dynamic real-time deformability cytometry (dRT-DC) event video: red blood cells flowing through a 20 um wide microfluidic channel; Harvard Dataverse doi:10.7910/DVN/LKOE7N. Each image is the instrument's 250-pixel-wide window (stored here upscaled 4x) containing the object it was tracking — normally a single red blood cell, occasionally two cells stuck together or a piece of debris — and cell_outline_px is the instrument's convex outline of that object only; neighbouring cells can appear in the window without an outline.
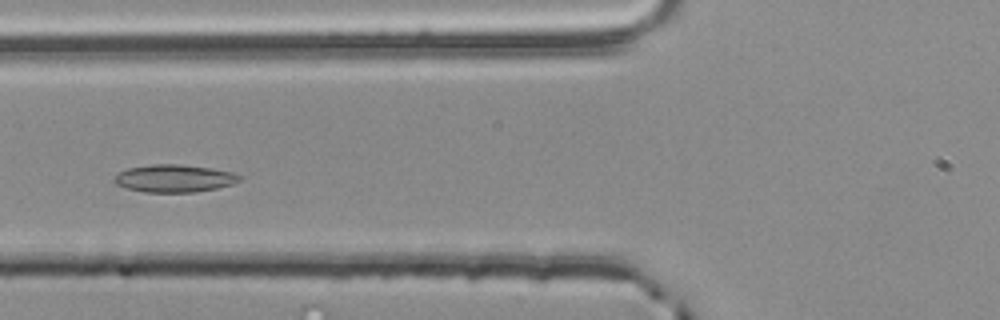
{"species": "common noctule bat (a hibernating species)", "species_latin": "Nyctalus noctula", "temperature_condition": "room temperature", "stored_images_in_passage": 39, "camera_frame_rate_fps": 3000, "um_per_image_px": 0.085, "animal": {"sex": "male", "body_mass_g": 20.4}, "frame": {"image": 1, "passage_image": 15, "time_ms": 4.667, "image_size_px": [1000, 320], "cell_outline_px": [[244, 176], [240, 180], [232, 184], [216, 188], [196, 192], [144, 192], [128, 188], [116, 184], [112, 180], [120, 172], [128, 168], [152, 164], [180, 164], [212, 168], [232, 172]], "centroid_in_image_um": [14.84, 15.16], "position_along_channel_um": 111.0, "area_um2": 20.11}}
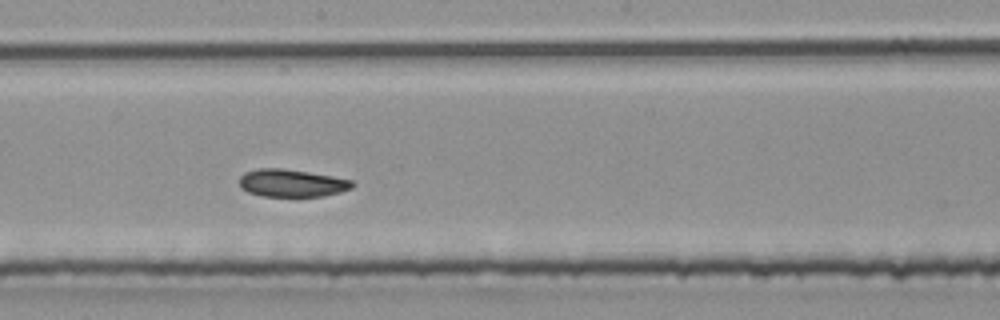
{"frame": {"image": 2, "passage_image": 24, "time_ms": 7.667, "image_size_px": [1000, 320], "cell_outline_px": [[356, 184], [352, 188], [340, 192], [324, 196], [264, 196], [248, 192], [240, 188], [240, 176], [244, 172], [256, 168], [284, 168], [332, 176], [352, 180]], "centroid_in_image_um": [24.8, 15.55], "position_along_channel_um": 223.4, "area_um2": 18.26}}
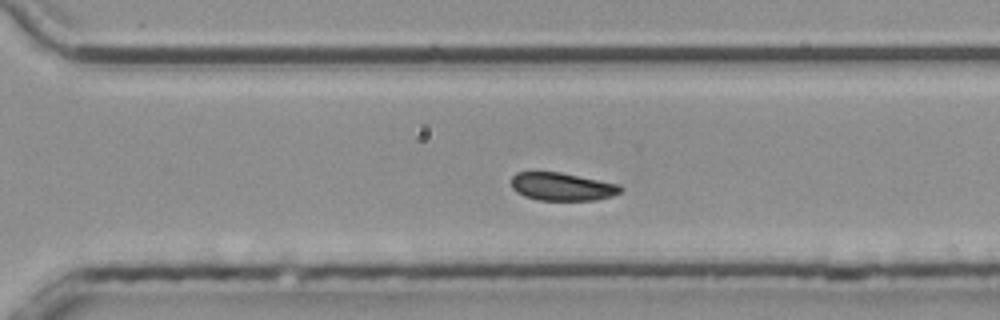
{"frame": {"image": 3, "passage_image": 32, "time_ms": 10.333, "image_size_px": [1000, 320], "cell_outline_px": [[624, 188], [620, 192], [612, 196], [596, 200], [536, 200], [524, 196], [516, 192], [512, 188], [512, 176], [516, 172], [560, 172], [620, 184]], "centroid_in_image_um": [47.79, 15.87], "position_along_channel_um": 322.8, "area_um2": 17.92}, "authors_computed_cell_mechanics": {"area_um2": 19.4208, "velocity_mm_per_s": 3.7468, "shape_relaxation_time_tau1_ms": null, "shape_relaxation_time_tau2_ms": 4.0319, "deformation_change_tau1": null, "deformation_change_tau2": 0.0792}}